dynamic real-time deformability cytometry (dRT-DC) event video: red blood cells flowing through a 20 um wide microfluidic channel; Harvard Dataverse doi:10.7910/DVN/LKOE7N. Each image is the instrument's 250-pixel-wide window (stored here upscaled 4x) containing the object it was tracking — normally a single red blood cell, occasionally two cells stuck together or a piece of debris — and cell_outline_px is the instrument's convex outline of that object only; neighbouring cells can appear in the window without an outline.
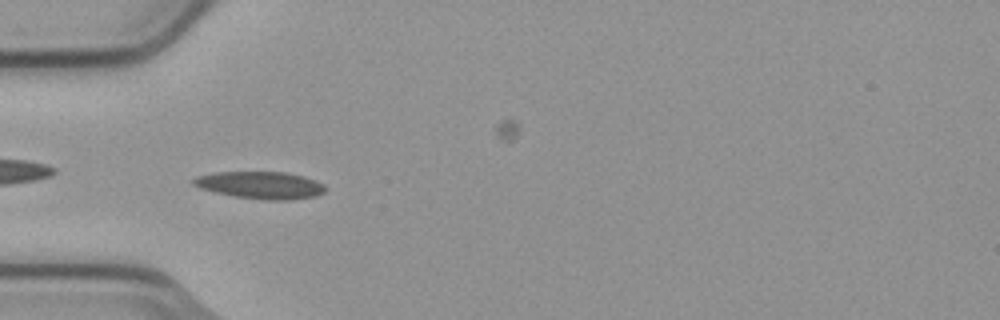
{"species": "common noctule bat (a hibernating species)", "species_latin": "Nyctalus noctula", "temperature_condition": "cold", "stored_images_in_passage": 41, "camera_frame_rate_fps": 3000, "um_per_image_px": 0.085, "animal": {"sex": "male", "body_mass_g": 23.1, "forearm_length_mm": 52.7}, "frame": {"image": 1, "passage_image": 3, "time_ms": 0.667, "image_size_px": [1000, 320], "cell_outline_px": [[328, 188], [324, 192], [316, 196], [292, 200], [268, 200], [236, 196], [216, 192], [200, 188], [192, 184], [192, 180], [196, 176], [212, 172], [288, 172], [304, 176], [316, 180], [324, 184]], "centroid_in_image_um": [22.18, 15.73], "position_along_channel_um": 62.8, "area_um2": 21.1}}
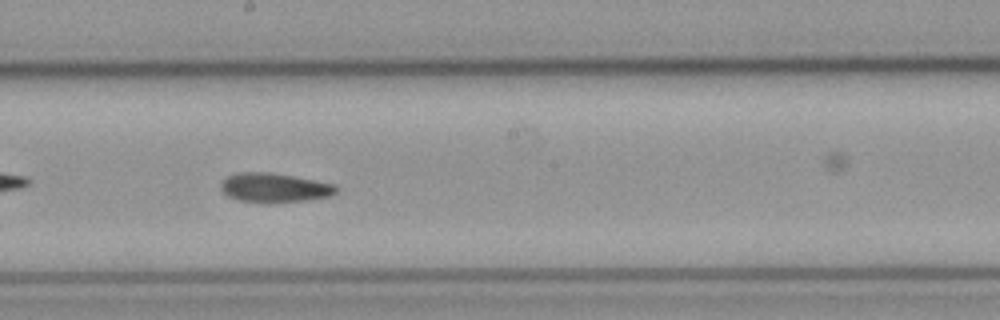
{"frame": {"image": 2, "passage_image": 16, "time_ms": 5.0, "image_size_px": [1000, 320], "cell_outline_px": [[340, 188], [332, 196], [308, 200], [268, 204], [236, 200], [228, 196], [220, 188], [220, 184], [228, 176], [240, 172], [268, 172], [292, 176], [336, 184]], "centroid_in_image_um": [23.35, 15.98], "position_along_channel_um": 224.8, "area_um2": 20.0}}
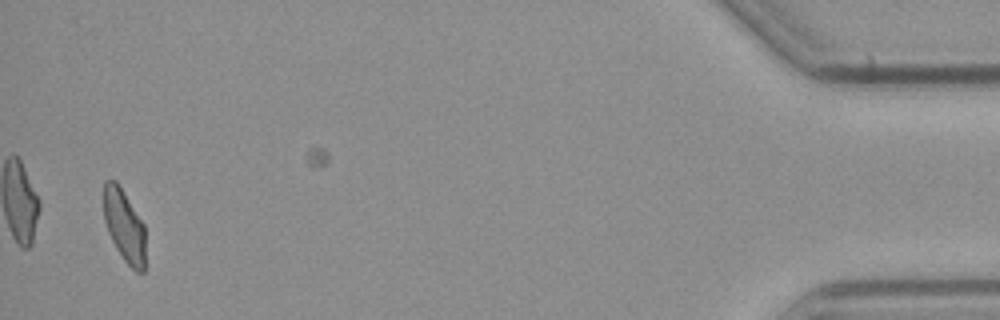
{"frame": {"image": 3, "passage_image": 39, "time_ms": 12.667, "image_size_px": [1000, 320], "cell_outline_px": [[144, 272], [136, 272], [124, 260], [116, 248], [108, 232], [104, 220], [104, 180], [116, 180], [144, 224]], "centroid_in_image_um": [10.55, 19.18], "position_along_channel_um": 424.7, "area_um2": 17.4}, "authors_computed_cell_mechanics": {"area_um2": 19.4208, "velocity_mm_per_s": 3.7588, "shape_relaxation_time_tau1_ms": 8.7982, "shape_relaxation_time_tau2_ms": 3.5024, "deformation_change_tau1": 0.1876, "deformation_change_tau2": 0.1023}}